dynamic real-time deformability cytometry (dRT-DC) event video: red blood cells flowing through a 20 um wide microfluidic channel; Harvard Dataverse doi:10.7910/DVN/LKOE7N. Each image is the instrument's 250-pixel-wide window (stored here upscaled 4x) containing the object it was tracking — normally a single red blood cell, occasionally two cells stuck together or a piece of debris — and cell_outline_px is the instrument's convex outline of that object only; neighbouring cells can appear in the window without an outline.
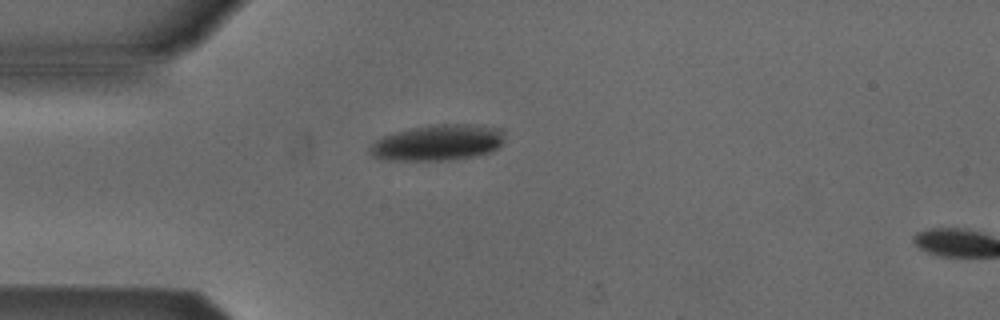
{"species": "Egyptian fruit bat (a non-hibernating species)", "species_latin": "Rousettus aegyptiacus", "temperature_condition": "cold", "stored_images_in_passage": 3, "camera_frame_rate_fps": 3000, "um_per_image_px": 0.085, "animal": {"sex": "male"}, "frame": {"image": 1, "passage_image": 2, "time_ms": 2.333, "image_size_px": [1000, 320], "cell_outline_px": [[504, 140], [492, 152], [452, 160], [388, 160], [372, 156], [368, 152], [368, 148], [376, 140], [384, 136], [396, 132], [428, 124], [480, 124], [504, 128]], "centroid_in_image_um": [37.26, 12.11], "position_along_channel_um": 47.7, "area_um2": 28.5}}